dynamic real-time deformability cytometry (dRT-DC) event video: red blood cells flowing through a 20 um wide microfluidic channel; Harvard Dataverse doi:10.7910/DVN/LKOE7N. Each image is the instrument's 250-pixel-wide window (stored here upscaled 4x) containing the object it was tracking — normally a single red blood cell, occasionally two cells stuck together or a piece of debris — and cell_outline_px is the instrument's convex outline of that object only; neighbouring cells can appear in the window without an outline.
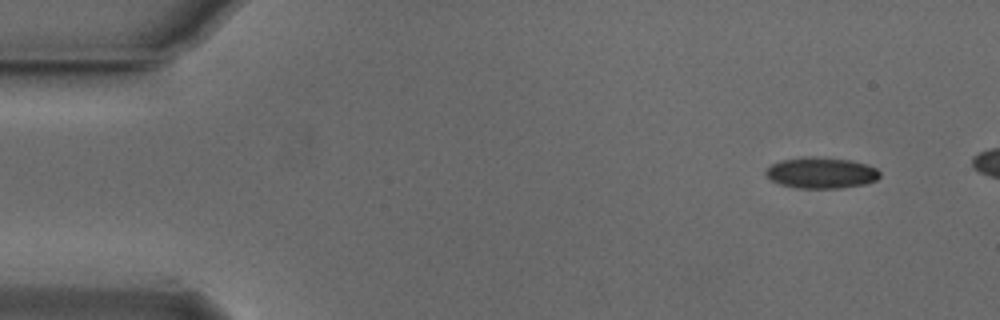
{"species": "Egyptian fruit bat (a non-hibernating species)", "species_latin": "Rousettus aegyptiacus", "temperature_condition": "cold", "stored_images_in_passage": 45, "camera_frame_rate_fps": 3000, "um_per_image_px": 0.085, "animal": {"sex": "male"}, "frame": {"image": 1, "passage_image": 1, "time_ms": 0.0, "image_size_px": [1000, 320], "cell_outline_px": [[880, 176], [876, 180], [864, 184], [840, 188], [796, 188], [780, 184], [772, 180], [764, 172], [772, 164], [784, 160], [808, 156], [812, 156], [852, 160], [868, 164], [876, 168], [880, 172]], "centroid_in_image_um": [69.84, 14.69], "position_along_channel_um": 15.2, "area_um2": 20.58}}
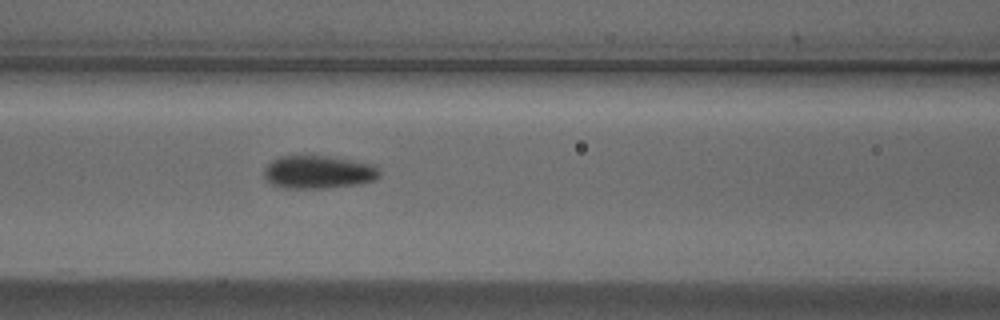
{"frame": {"image": 2, "passage_image": 19, "time_ms": 6.0, "image_size_px": [1000, 320], "cell_outline_px": [[380, 176], [376, 180], [356, 184], [324, 188], [288, 188], [272, 184], [264, 176], [264, 168], [272, 160], [280, 156], [324, 156], [352, 160], [376, 164], [380, 172]], "centroid_in_image_um": [27.09, 14.62], "position_along_channel_um": 139.5, "area_um2": 22.14}}
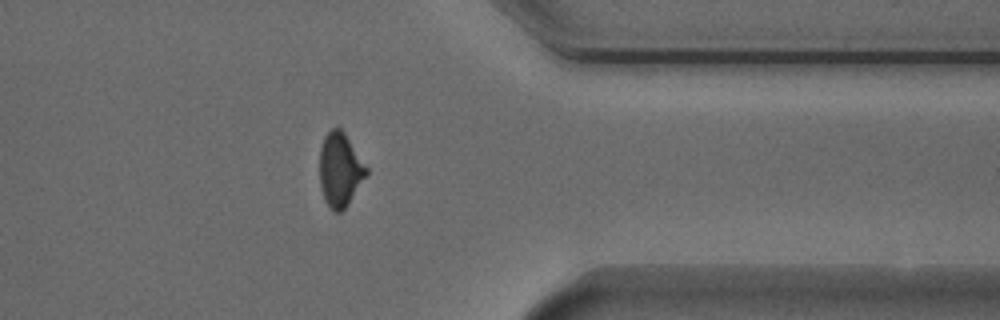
{"frame": {"image": 3, "passage_image": 39, "time_ms": 12.667, "image_size_px": [1000, 320], "cell_outline_px": [[368, 176], [348, 204], [340, 212], [332, 212], [324, 200], [320, 188], [320, 148], [324, 136], [332, 128], [340, 128], [344, 132], [368, 168]], "centroid_in_image_um": [28.91, 14.46], "position_along_channel_um": 382.5, "area_um2": 20.35}}